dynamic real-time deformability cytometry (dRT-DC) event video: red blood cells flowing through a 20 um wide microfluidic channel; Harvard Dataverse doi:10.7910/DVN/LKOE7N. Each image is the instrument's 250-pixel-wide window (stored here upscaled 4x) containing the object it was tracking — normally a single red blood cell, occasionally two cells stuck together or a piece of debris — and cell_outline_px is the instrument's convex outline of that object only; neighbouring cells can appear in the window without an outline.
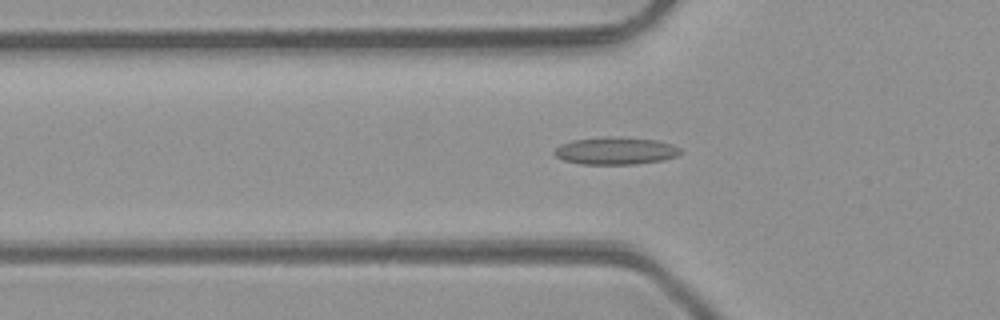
{"species": "common noctule bat (a hibernating species)", "species_latin": "Nyctalus noctula", "temperature_condition": "room temperature", "stored_images_in_passage": 42, "camera_frame_rate_fps": 3000, "um_per_image_px": 0.085, "animal": {"sex": "male", "body_mass_g": 23.1, "forearm_length_mm": 52.7}, "frame": {"image": 1, "passage_image": 10, "time_ms": 3.0, "image_size_px": [1000, 320], "cell_outline_px": [[684, 152], [676, 156], [664, 160], [636, 164], [580, 164], [564, 160], [556, 156], [552, 152], [560, 144], [572, 140], [604, 136], [620, 136], [656, 140], [672, 144], [680, 148]], "centroid_in_image_um": [52.34, 12.81], "position_along_channel_um": 73.5, "area_um2": 20.46}}
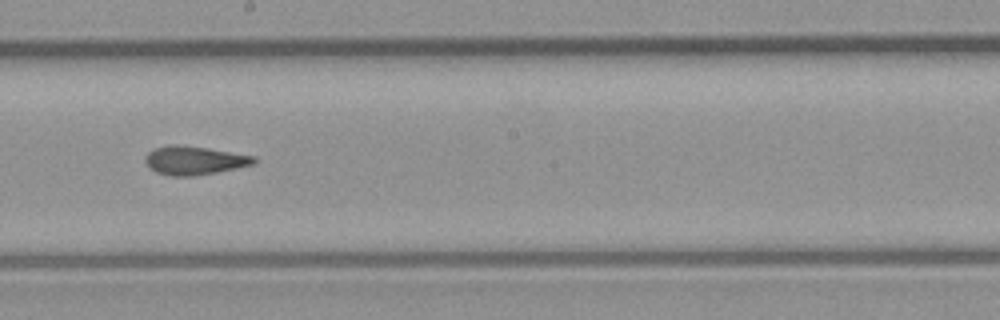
{"frame": {"image": 2, "passage_image": 21, "time_ms": 6.667, "image_size_px": [1000, 320], "cell_outline_px": [[256, 164], [216, 172], [192, 176], [168, 176], [156, 172], [144, 160], [148, 152], [156, 148], [172, 144], [176, 144], [208, 148], [256, 156]], "centroid_in_image_um": [16.55, 13.63], "position_along_channel_um": 231.7, "area_um2": 18.03}}
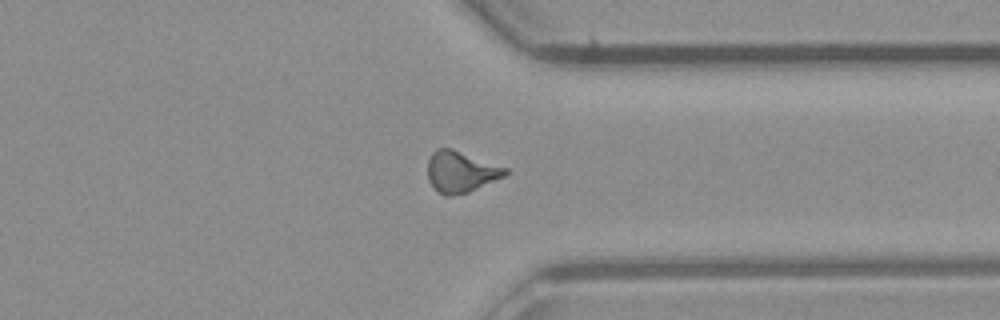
{"frame": {"image": 3, "passage_image": 31, "time_ms": 10.0, "image_size_px": [1000, 320], "cell_outline_px": [[508, 172], [504, 176], [468, 192], [452, 196], [444, 196], [428, 180], [428, 160], [432, 152], [436, 148], [452, 148], [508, 168]], "centroid_in_image_um": [39.16, 14.58], "position_along_channel_um": 372.2, "area_um2": 18.5}, "authors_computed_cell_mechanics": {"area_um2": 17.8891, "velocity_mm_per_s": 4.2811, "shape_relaxation_time_tau1_ms": null, "shape_relaxation_time_tau2_ms": 2.4337, "deformation_change_tau1": null, "deformation_change_tau2": 0.115}}